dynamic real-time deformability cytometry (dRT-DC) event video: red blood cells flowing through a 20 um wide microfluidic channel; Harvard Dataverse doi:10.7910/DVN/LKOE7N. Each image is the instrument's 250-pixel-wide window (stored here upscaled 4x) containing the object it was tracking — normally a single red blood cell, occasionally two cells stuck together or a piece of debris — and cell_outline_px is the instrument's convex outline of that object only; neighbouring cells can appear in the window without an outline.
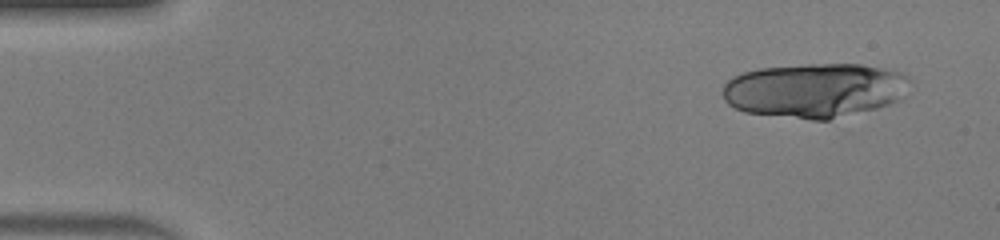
{"species": "human", "species_latin": "Homo sapiens", "temperature_condition": "warm", "stored_images_in_passage": 16, "camera_frame_rate_fps": 3000, "um_per_image_px": 0.085, "donor": {"sex": "male"}, "frame": {"image": 1, "passage_image": 1, "time_ms": 0.0, "image_size_px": [1000, 240], "cell_outline_px": [[912, 84], [900, 100], [876, 108], [828, 120], [812, 120], [744, 112], [728, 104], [724, 100], [724, 84], [732, 76], [744, 72], [760, 68], [804, 64], [860, 64], [900, 72], [908, 76]], "centroid_in_image_um": [69.27, 7.67], "position_along_channel_um": 15.7, "area_um2": 59.59}}